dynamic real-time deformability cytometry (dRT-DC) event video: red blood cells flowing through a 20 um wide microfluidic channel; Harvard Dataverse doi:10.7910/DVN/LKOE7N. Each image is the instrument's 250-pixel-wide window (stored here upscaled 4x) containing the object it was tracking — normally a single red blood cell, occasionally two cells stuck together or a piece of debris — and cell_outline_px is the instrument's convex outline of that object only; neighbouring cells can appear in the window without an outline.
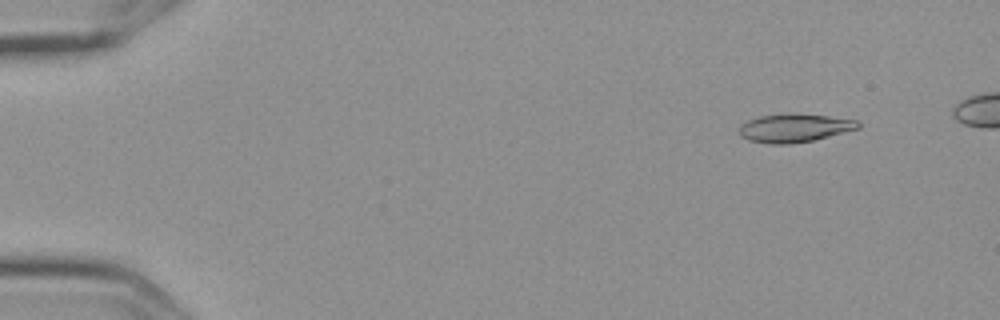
{"species": "Egyptian fruit bat (a non-hibernating species)", "species_latin": "Rousettus aegyptiacus", "temperature_condition": "cold", "stored_images_in_passage": 5, "camera_frame_rate_fps": 3000, "um_per_image_px": 0.085, "frame": {"image": 1, "passage_image": 1, "time_ms": 0.0, "image_size_px": [1000, 320], "cell_outline_px": [[860, 128], [812, 140], [792, 144], [768, 144], [748, 140], [740, 136], [740, 124], [748, 120], [760, 116], [788, 112], [792, 112], [828, 116], [856, 120], [860, 124]], "centroid_in_image_um": [67.49, 10.86], "position_along_channel_um": 17.5, "area_um2": 19.83}}